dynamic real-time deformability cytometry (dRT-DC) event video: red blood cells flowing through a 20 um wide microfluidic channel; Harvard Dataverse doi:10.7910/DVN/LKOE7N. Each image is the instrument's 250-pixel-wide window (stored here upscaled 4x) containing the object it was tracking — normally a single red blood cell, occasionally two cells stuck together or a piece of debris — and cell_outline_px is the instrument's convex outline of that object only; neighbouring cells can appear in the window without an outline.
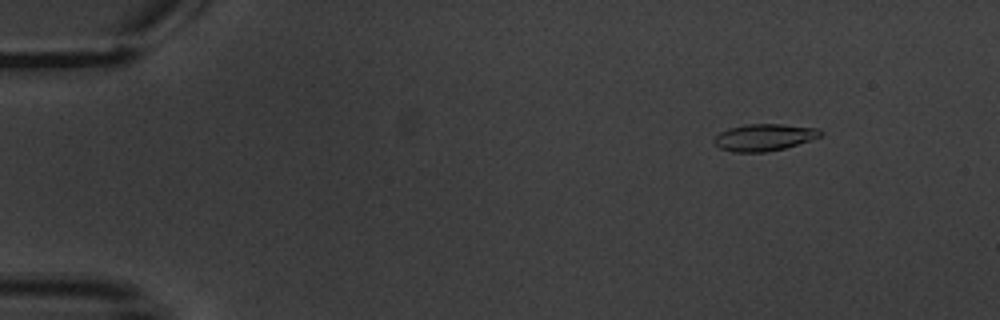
{"species": "common noctule bat (a hibernating species)", "species_latin": "Nyctalus noctula", "temperature_condition": "warm", "stored_images_in_passage": 7, "camera_frame_rate_fps": 3000, "um_per_image_px": 0.085, "animal": {"sex": "male", "body_mass_g": 20.1, "forearm_length_mm": 53.5}, "frame": {"image": 1, "passage_image": 3, "time_ms": 2.333, "image_size_px": [1000, 320], "cell_outline_px": [[824, 132], [820, 136], [784, 148], [764, 152], [732, 152], [720, 148], [712, 140], [720, 132], [728, 128], [748, 124], [784, 124], [820, 128]], "centroid_in_image_um": [64.94, 11.66], "position_along_channel_um": 20.1, "area_um2": 16.59}}
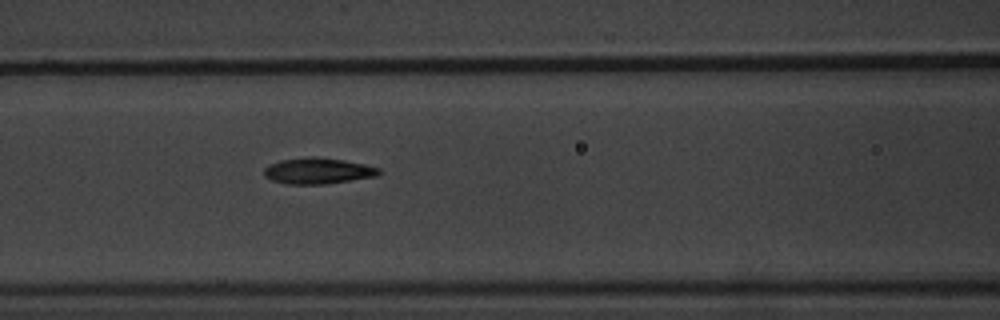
{"frame": {"image": 2, "passage_image": 7, "time_ms": 8.667, "image_size_px": [1000, 320], "cell_outline_px": [[380, 172], [376, 176], [324, 184], [284, 184], [272, 180], [264, 176], [264, 168], [268, 164], [280, 160], [308, 156], [316, 156], [344, 160], [364, 164], [380, 168]], "centroid_in_image_um": [26.97, 14.51], "position_along_channel_um": 139.6, "area_um2": 17.51}}